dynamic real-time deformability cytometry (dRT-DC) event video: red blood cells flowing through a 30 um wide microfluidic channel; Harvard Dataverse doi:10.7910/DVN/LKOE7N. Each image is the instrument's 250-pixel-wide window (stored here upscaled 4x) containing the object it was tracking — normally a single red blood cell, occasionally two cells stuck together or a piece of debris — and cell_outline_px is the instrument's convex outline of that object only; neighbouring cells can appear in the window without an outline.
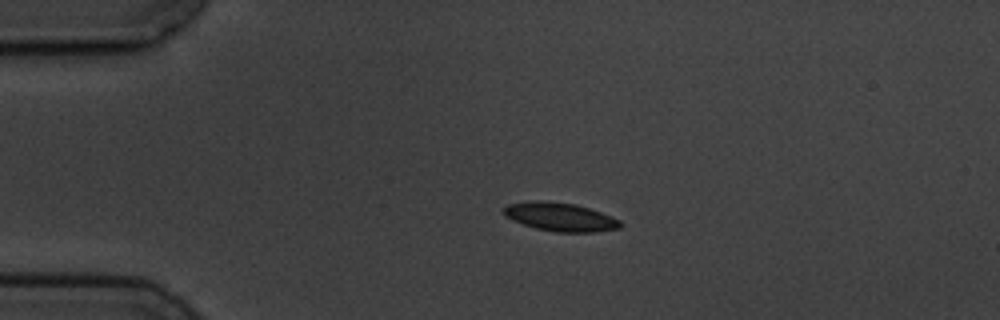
{"species": "common noctule bat (a hibernating species)", "species_latin": "Nyctalus noctula", "temperature_condition": "cold", "stored_images_in_passage": 4, "camera_frame_rate_fps": 3000, "um_per_image_px": 0.085, "animal": {"sex": "male", "body_mass_g": 19.5, "forearm_length_mm": 54.6}, "frame": {"image": 1, "passage_image": 3, "time_ms": 2.333, "image_size_px": [1000, 320], "cell_outline_px": [[624, 224], [620, 228], [596, 232], [556, 232], [536, 228], [512, 220], [504, 216], [504, 208], [508, 204], [536, 200], [576, 204], [612, 216], [620, 220]], "centroid_in_image_um": [47.65, 18.44], "position_along_channel_um": 37.3, "area_um2": 19.31}}